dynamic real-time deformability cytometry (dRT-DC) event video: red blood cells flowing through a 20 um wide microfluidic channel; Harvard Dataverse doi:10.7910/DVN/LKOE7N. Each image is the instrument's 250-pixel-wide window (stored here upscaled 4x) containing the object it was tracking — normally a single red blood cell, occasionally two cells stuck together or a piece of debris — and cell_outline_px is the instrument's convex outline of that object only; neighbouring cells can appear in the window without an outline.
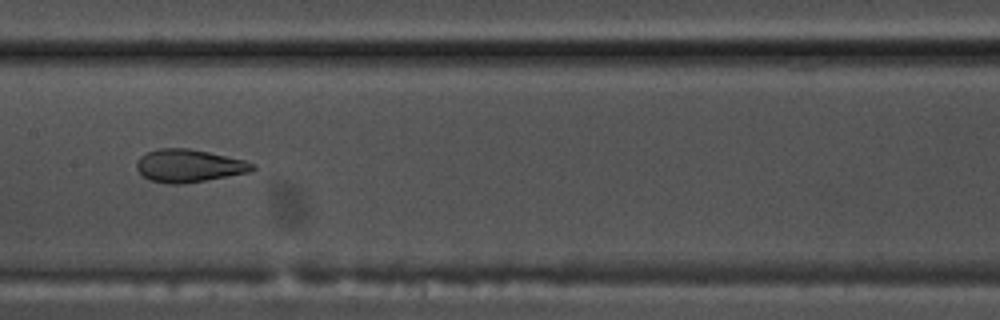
{"species": "common noctule bat (a hibernating species)", "species_latin": "Nyctalus noctula", "temperature_condition": "warm", "stored_images_in_passage": 55, "camera_frame_rate_fps": 3000, "um_per_image_px": 0.085, "animal": {"sex": "male", "body_mass_g": 17.5, "forearm_length_mm": 52.3}, "frame": {"image": 1, "passage_image": 28, "time_ms": 9.0, "image_size_px": [1000, 320], "cell_outline_px": [[256, 168], [248, 172], [204, 180], [180, 184], [168, 184], [148, 180], [136, 168], [136, 164], [140, 156], [148, 152], [160, 148], [188, 148], [208, 152], [244, 160], [256, 164]], "centroid_in_image_um": [16.03, 14.09], "position_along_channel_um": 191.4, "area_um2": 21.91}}
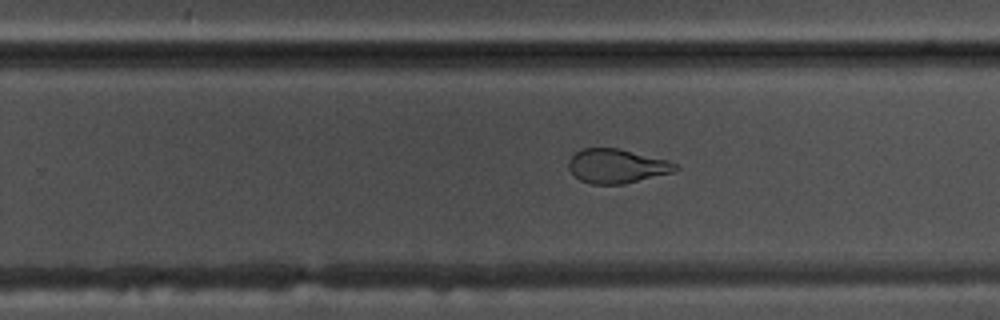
{"frame": {"image": 2, "passage_image": 35, "time_ms": 11.333, "image_size_px": [1000, 320], "cell_outline_px": [[680, 168], [676, 172], [624, 184], [592, 184], [580, 180], [568, 168], [568, 160], [576, 152], [584, 148], [616, 148], [668, 160], [676, 164]], "centroid_in_image_um": [52.46, 14.12], "position_along_channel_um": 277.3, "area_um2": 21.27}}
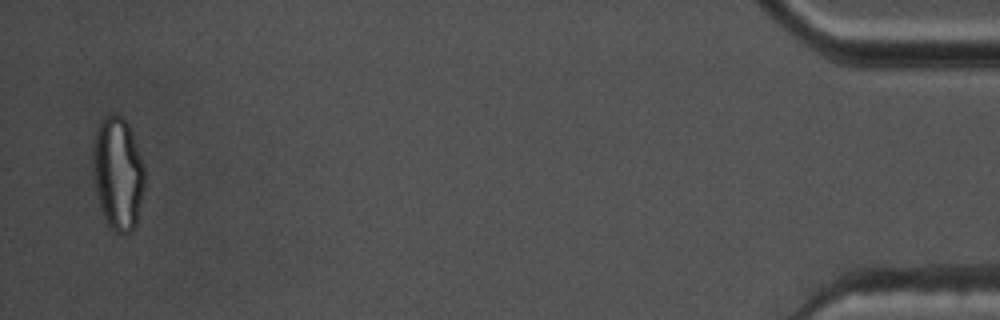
{"frame": {"image": 3, "passage_image": 54, "time_ms": 17.667, "image_size_px": [1000, 320], "cell_outline_px": [[144, 188], [136, 228], [132, 232], [120, 236], [108, 224], [100, 208], [96, 192], [92, 172], [92, 144], [96, 128], [100, 120], [104, 116], [112, 112], [120, 116], [128, 124], [144, 164]], "centroid_in_image_um": [10.0, 14.75], "position_along_channel_um": 425.2, "area_um2": 34.74}, "authors_computed_cell_mechanics": {"area_um2": 25.0852, "velocity_mm_per_s": 3.6946, "shape_relaxation_time_tau1_ms": null, "shape_relaxation_time_tau2_ms": 1.2302, "deformation_change_tau1": null, "deformation_change_tau2": 0.0679}}